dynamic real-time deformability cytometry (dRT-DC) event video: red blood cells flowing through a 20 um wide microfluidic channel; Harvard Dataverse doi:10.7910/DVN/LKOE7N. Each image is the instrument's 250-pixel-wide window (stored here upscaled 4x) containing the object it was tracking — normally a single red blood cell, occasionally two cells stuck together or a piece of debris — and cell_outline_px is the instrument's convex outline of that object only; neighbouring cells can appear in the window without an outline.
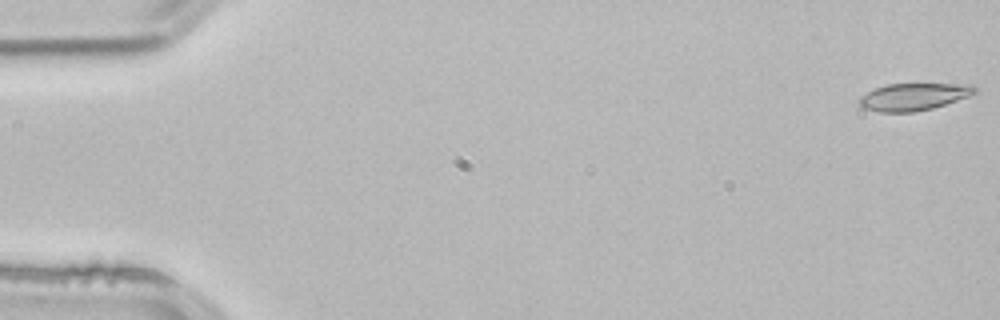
{"species": "common noctule bat (a hibernating species)", "species_latin": "Nyctalus noctula", "temperature_condition": "room temperature", "stored_images_in_passage": 4, "camera_frame_rate_fps": 3000, "um_per_image_px": 0.085, "animal": {"sex": "male", "body_mass_g": 21.5, "forearm_length_mm": 52.0}, "frame": {"image": 1, "passage_image": 1, "time_ms": 0.0, "image_size_px": [1000, 320], "cell_outline_px": [[976, 92], [968, 96], [932, 108], [912, 112], [880, 112], [864, 108], [856, 100], [860, 96], [876, 88], [888, 84], [972, 84], [976, 88]], "centroid_in_image_um": [77.63, 8.22], "position_along_channel_um": 7.4, "area_um2": 18.09}}
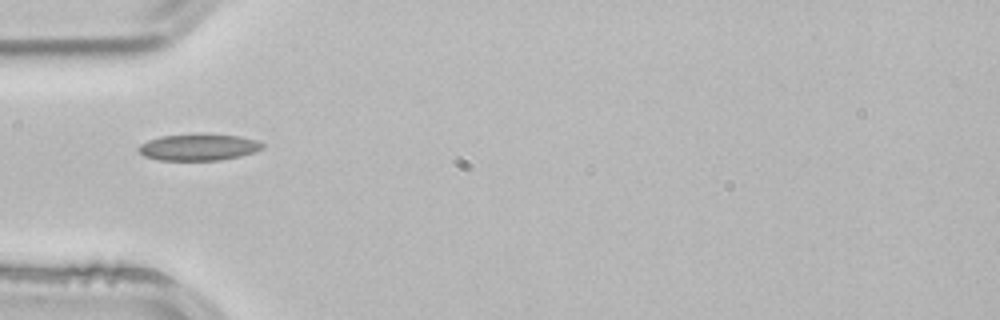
{"frame": {"image": 2, "passage_image": 4, "time_ms": 1.0, "image_size_px": [1000, 320], "cell_outline_px": [[264, 148], [240, 156], [220, 160], [160, 160], [144, 156], [136, 148], [140, 144], [148, 140], [160, 136], [192, 132], [204, 132], [240, 136], [256, 140], [264, 144]], "centroid_in_image_um": [16.86, 12.47], "position_along_channel_um": 68.1, "area_um2": 19.77}}